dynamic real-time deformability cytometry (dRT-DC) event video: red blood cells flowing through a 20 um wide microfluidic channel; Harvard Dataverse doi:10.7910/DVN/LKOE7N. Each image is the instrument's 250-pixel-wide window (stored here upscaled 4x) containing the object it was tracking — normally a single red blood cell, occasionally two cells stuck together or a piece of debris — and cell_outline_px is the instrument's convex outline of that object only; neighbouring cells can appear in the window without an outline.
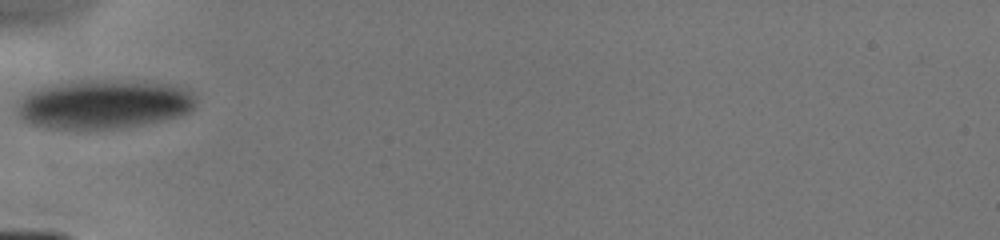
{"species": "human", "species_latin": "Homo sapiens", "temperature_condition": "cold", "stored_images_in_passage": 29, "camera_frame_rate_fps": 3000, "um_per_image_px": 0.085, "donor": {"sex": "male"}, "frame": {"image": 1, "passage_image": 1, "time_ms": 0.0, "image_size_px": [1000, 240], "cell_outline_px": [[196, 108], [188, 112], [176, 116], [160, 120], [140, 124], [116, 128], [44, 128], [32, 124], [24, 120], [20, 116], [16, 104], [28, 92], [52, 84], [76, 80], [116, 80], [176, 84], [188, 88], [192, 92], [196, 100]], "centroid_in_image_um": [8.85, 8.83], "position_along_channel_um": 76.2, "area_um2": 51.04}}
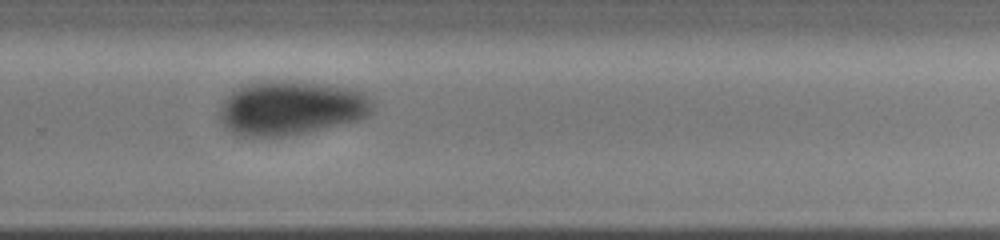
{"frame": {"image": 2, "passage_image": 19, "time_ms": 5.333, "image_size_px": [1000, 240], "cell_outline_px": [[376, 108], [368, 116], [360, 120], [304, 132], [284, 136], [240, 136], [232, 132], [220, 120], [220, 104], [232, 92], [248, 84], [260, 80], [296, 80], [328, 84], [348, 88], [364, 92], [376, 100]], "centroid_in_image_um": [24.81, 9.15], "position_along_channel_um": 305.0, "area_um2": 48.84}}
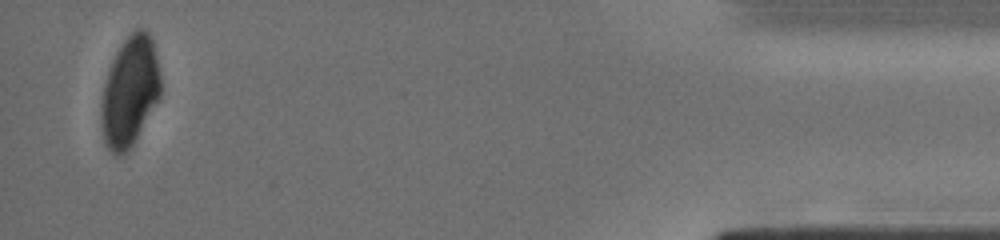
{"frame": {"image": 3, "passage_image": 29, "time_ms": 9.667, "image_size_px": [1000, 240], "cell_outline_px": [[160, 96], [132, 144], [120, 156], [116, 156], [108, 148], [104, 140], [100, 124], [100, 104], [104, 84], [112, 60], [120, 44], [136, 28], [144, 28], [148, 32], [152, 40], [156, 56], [160, 76]], "centroid_in_image_um": [11.0, 7.75], "position_along_channel_um": 424.2, "area_um2": 37.69}}